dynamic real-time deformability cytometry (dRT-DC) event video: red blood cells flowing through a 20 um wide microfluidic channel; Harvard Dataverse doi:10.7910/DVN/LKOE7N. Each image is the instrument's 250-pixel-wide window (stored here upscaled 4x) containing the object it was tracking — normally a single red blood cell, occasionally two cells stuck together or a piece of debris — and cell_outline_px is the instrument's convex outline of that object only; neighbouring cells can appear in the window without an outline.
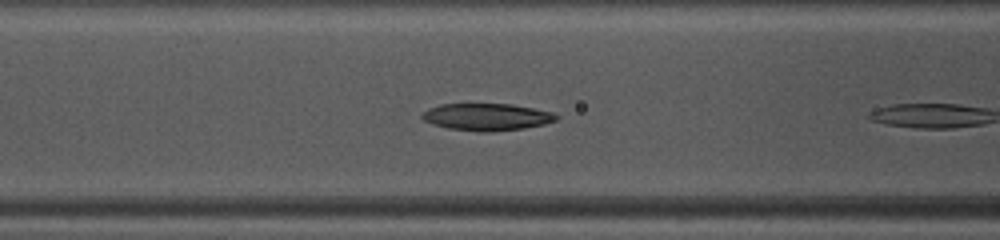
{"species": "common noctule bat (a hibernating species)", "species_latin": "Nyctalus noctula", "temperature_condition": "warm", "stored_images_in_passage": 15, "camera_frame_rate_fps": 3000, "um_per_image_px": 0.085, "animal": {"sex": "female", "body_mass_g": 10.0, "forearm_length_mm": 53.1}, "frame": {"image": 1, "passage_image": 7, "time_ms": 2.0, "image_size_px": [1000, 240], "cell_outline_px": [[560, 116], [556, 120], [544, 124], [524, 128], [492, 132], [480, 132], [448, 128], [432, 124], [424, 120], [420, 116], [428, 108], [440, 104], [512, 104], [556, 112]], "centroid_in_image_um": [41.41, 9.94], "position_along_channel_um": 125.2, "area_um2": 21.39}}